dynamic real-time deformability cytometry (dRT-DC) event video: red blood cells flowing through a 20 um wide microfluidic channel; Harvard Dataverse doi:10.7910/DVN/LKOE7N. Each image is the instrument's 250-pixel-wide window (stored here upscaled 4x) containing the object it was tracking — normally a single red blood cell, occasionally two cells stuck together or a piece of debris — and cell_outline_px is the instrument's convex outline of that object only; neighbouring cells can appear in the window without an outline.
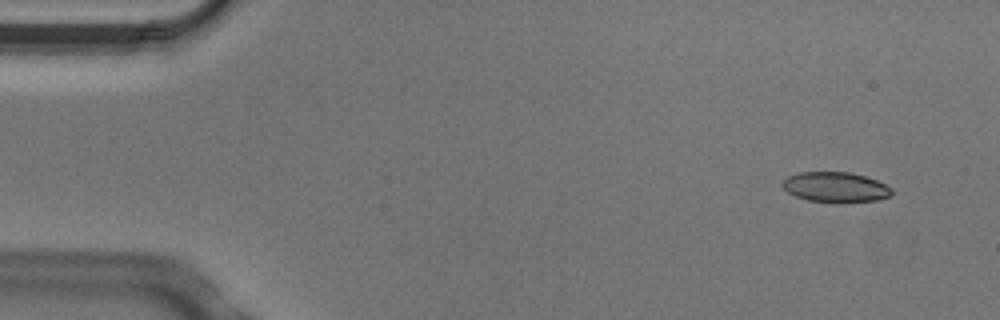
{"species": "Egyptian fruit bat (a non-hibernating species)", "species_latin": "Rousettus aegyptiacus", "temperature_condition": "cold", "stored_images_in_passage": 5, "camera_frame_rate_fps": 3000, "um_per_image_px": 0.085, "animal": {"sex": "male"}, "frame": {"image": 1, "passage_image": 1, "time_ms": 0.0, "image_size_px": [1000, 320], "cell_outline_px": [[892, 192], [888, 196], [880, 200], [840, 204], [808, 200], [796, 196], [788, 192], [780, 184], [788, 176], [800, 172], [852, 172], [876, 180], [892, 188]], "centroid_in_image_um": [71.02, 15.93], "position_along_channel_um": 14.0, "area_um2": 19.48}}
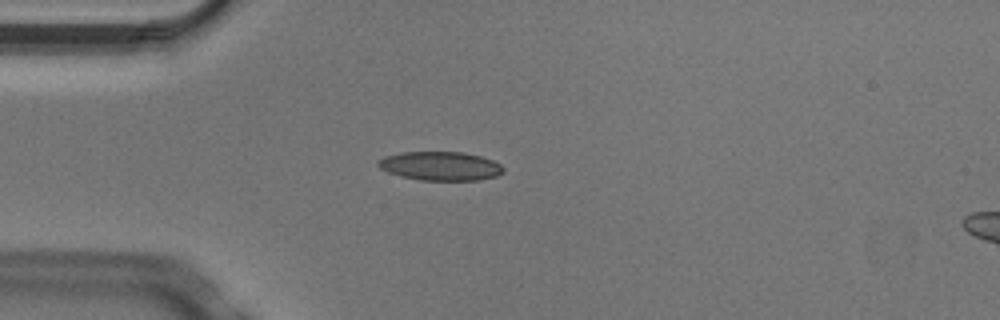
{"frame": {"image": 2, "passage_image": 4, "time_ms": 1.0, "image_size_px": [1000, 320], "cell_outline_px": [[504, 172], [496, 176], [480, 180], [420, 180], [388, 172], [380, 168], [376, 164], [376, 160], [384, 156], [400, 152], [464, 152], [480, 156], [492, 160], [500, 164], [504, 168]], "centroid_in_image_um": [37.42, 14.1], "position_along_channel_um": 47.6, "area_um2": 21.1}}